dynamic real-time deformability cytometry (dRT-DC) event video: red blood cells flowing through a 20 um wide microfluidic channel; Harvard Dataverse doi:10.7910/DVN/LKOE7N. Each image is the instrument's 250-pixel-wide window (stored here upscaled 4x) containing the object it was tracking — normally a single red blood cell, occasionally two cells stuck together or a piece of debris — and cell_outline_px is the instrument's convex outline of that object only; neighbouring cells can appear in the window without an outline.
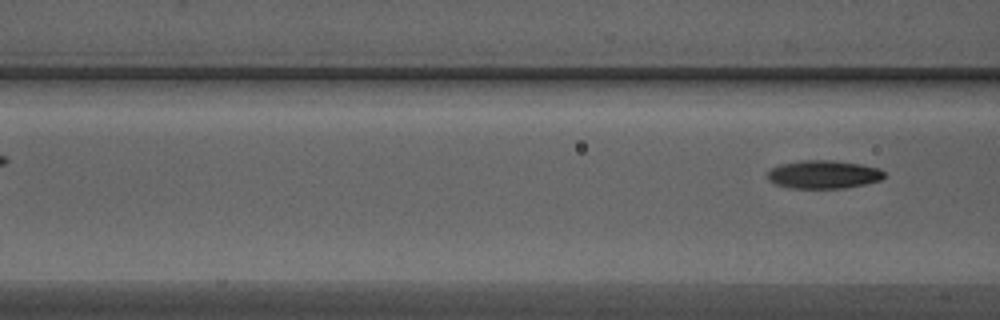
{"species": "Egyptian fruit bat (a non-hibernating species)", "species_latin": "Rousettus aegyptiacus", "temperature_condition": "warm", "stored_images_in_passage": 7, "camera_frame_rate_fps": 3000, "um_per_image_px": 0.085, "animal": {"sex": "male"}, "frame": {"image": 1, "passage_image": 7, "time_ms": 2.0, "image_size_px": [1000, 320], "cell_outline_px": [[884, 176], [880, 180], [864, 184], [844, 188], [792, 188], [776, 184], [768, 180], [768, 172], [772, 168], [780, 164], [800, 160], [836, 160], [860, 164], [880, 168], [884, 172]], "centroid_in_image_um": [70.0, 14.82], "position_along_channel_um": 96.6, "area_um2": 19.19}}